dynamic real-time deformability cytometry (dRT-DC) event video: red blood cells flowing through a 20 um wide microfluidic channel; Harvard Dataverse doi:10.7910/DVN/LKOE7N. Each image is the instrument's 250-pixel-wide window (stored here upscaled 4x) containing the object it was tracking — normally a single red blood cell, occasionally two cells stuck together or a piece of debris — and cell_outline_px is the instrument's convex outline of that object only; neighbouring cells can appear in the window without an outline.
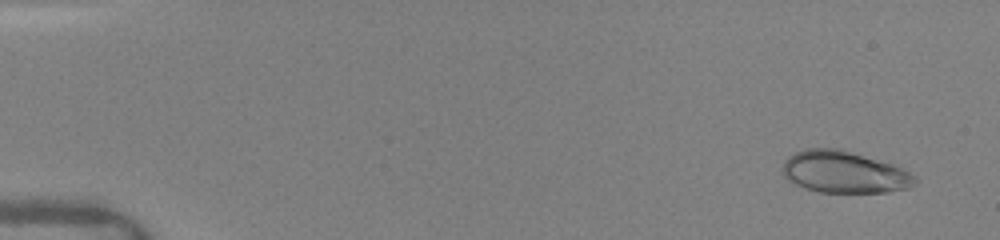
{"species": "human", "species_latin": "Homo sapiens", "temperature_condition": "warm", "stored_images_in_passage": 13, "camera_frame_rate_fps": 3000, "um_per_image_px": 0.085, "donor": {"sex": "female"}, "frame": {"image": 1, "passage_image": 2, "time_ms": 0.333, "image_size_px": [1000, 240], "cell_outline_px": [[916, 184], [908, 188], [888, 192], [820, 192], [796, 184], [788, 180], [784, 176], [780, 168], [784, 160], [788, 156], [796, 152], [808, 148], [840, 148], [892, 164], [916, 176]], "centroid_in_image_um": [71.73, 14.62], "position_along_channel_um": 13.3, "area_um2": 32.25}}
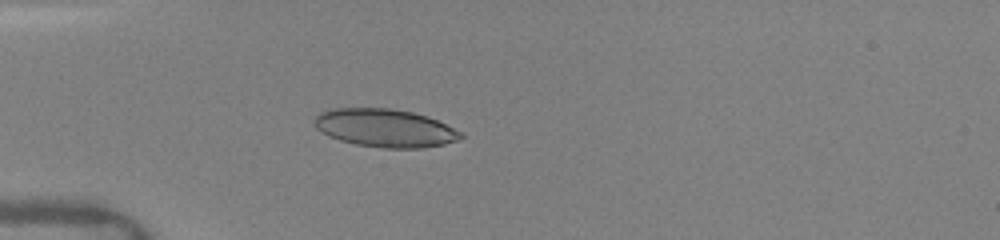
{"frame": {"image": 2, "passage_image": 10, "time_ms": 4.333, "image_size_px": [1000, 240], "cell_outline_px": [[464, 136], [456, 140], [444, 144], [424, 148], [384, 148], [356, 144], [340, 140], [328, 136], [316, 128], [312, 120], [320, 112], [332, 108], [388, 108], [412, 112], [436, 120], [460, 132]], "centroid_in_image_um": [32.66, 10.88], "position_along_channel_um": 52.3, "area_um2": 32.25}}
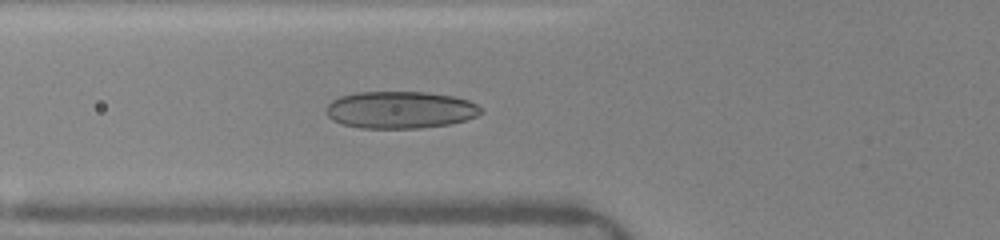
{"frame": {"image": 3, "passage_image": 13, "time_ms": 5.667, "image_size_px": [1000, 240], "cell_outline_px": [[484, 112], [476, 116], [464, 120], [448, 124], [420, 128], [360, 128], [340, 124], [332, 120], [324, 112], [328, 104], [332, 100], [340, 96], [356, 92], [428, 92], [452, 96], [468, 100], [476, 104]], "centroid_in_image_um": [33.97, 9.34], "position_along_channel_um": 91.8, "area_um2": 33.64}}